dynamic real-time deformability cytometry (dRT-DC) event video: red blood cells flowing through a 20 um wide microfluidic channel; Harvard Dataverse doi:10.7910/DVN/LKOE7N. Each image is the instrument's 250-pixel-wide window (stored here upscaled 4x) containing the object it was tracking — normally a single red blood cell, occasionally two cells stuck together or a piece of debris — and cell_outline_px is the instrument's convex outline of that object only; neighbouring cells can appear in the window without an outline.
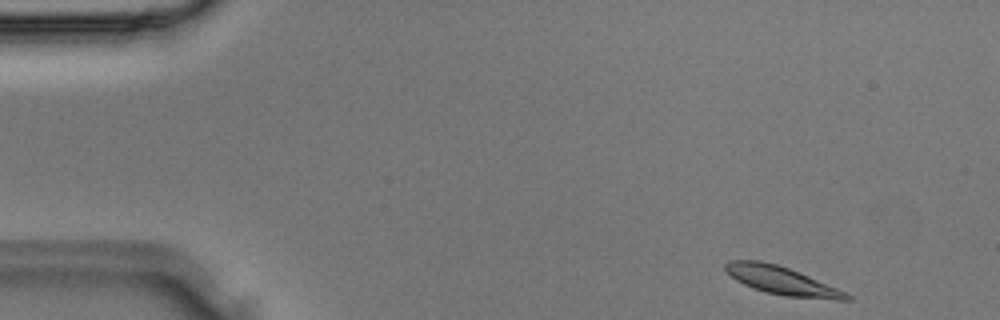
{"species": "Egyptian fruit bat (a non-hibernating species)", "species_latin": "Rousettus aegyptiacus", "temperature_condition": "room temperature", "stored_images_in_passage": 35, "camera_frame_rate_fps": 3000, "um_per_image_px": 0.085, "animal": {"sex": "male"}, "frame": {"image": 1, "passage_image": 1, "time_ms": 0.0, "image_size_px": [1000, 320], "cell_outline_px": [[852, 300], [836, 300], [784, 296], [764, 292], [752, 288], [736, 280], [724, 268], [724, 264], [732, 260], [760, 260], [776, 264], [788, 268], [808, 276], [836, 288], [852, 296]], "centroid_in_image_um": [66.43, 23.86], "position_along_channel_um": 18.6, "area_um2": 19.65}}
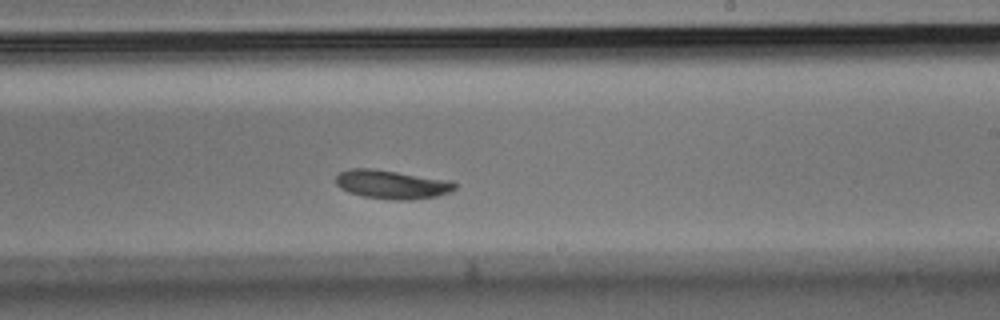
{"frame": {"image": 2, "passage_image": 20, "time_ms": 6.333, "image_size_px": [1000, 320], "cell_outline_px": [[456, 188], [452, 192], [436, 196], [412, 200], [392, 200], [364, 196], [348, 192], [340, 188], [336, 184], [336, 176], [340, 172], [348, 168], [372, 168], [452, 180], [456, 184]], "centroid_in_image_um": [33.32, 15.67], "position_along_channel_um": 255.7, "area_um2": 20.17}}
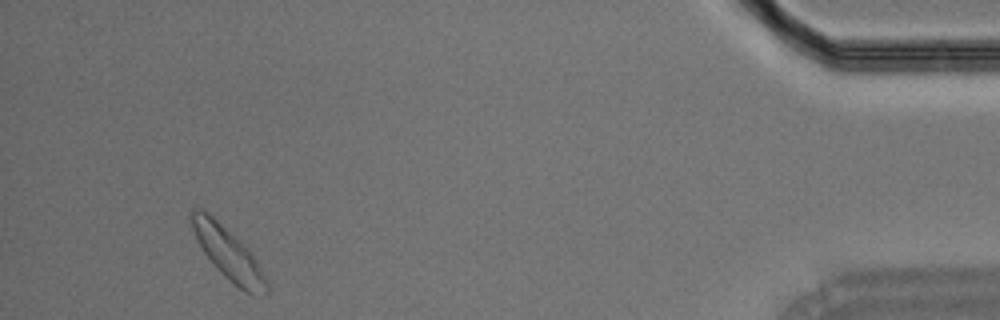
{"frame": {"image": 3, "passage_image": 33, "time_ms": 10.667, "image_size_px": [1000, 320], "cell_outline_px": [[268, 292], [252, 296], [244, 292], [228, 280], [212, 264], [204, 252], [192, 228], [188, 216], [188, 212], [192, 208], [204, 208], [240, 240], [248, 248], [260, 268], [268, 284]], "centroid_in_image_um": [19.35, 21.51], "position_along_channel_um": 415.8, "area_um2": 22.83}}